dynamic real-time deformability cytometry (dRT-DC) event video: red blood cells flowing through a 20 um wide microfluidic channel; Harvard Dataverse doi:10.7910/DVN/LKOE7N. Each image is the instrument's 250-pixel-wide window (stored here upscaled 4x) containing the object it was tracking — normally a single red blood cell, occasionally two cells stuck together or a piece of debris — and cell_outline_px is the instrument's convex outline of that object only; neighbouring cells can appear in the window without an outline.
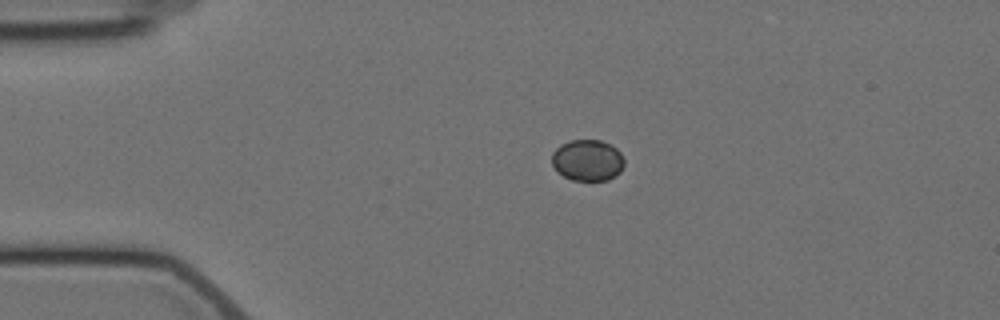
{"species": "Egyptian fruit bat (a non-hibernating species)", "species_latin": "Rousettus aegyptiacus", "temperature_condition": "cold", "stored_images_in_passage": 5, "camera_frame_rate_fps": 3000, "um_per_image_px": 0.085, "animal": {"sex": "female"}, "frame": {"image": 1, "passage_image": 3, "time_ms": 2.333, "image_size_px": [1000, 320], "cell_outline_px": [[624, 164], [620, 172], [616, 176], [608, 180], [572, 180], [556, 172], [552, 164], [552, 152], [560, 144], [572, 140], [600, 140], [616, 148], [620, 152], [624, 160]], "centroid_in_image_um": [49.92, 13.63], "position_along_channel_um": 35.1, "area_um2": 17.51}}